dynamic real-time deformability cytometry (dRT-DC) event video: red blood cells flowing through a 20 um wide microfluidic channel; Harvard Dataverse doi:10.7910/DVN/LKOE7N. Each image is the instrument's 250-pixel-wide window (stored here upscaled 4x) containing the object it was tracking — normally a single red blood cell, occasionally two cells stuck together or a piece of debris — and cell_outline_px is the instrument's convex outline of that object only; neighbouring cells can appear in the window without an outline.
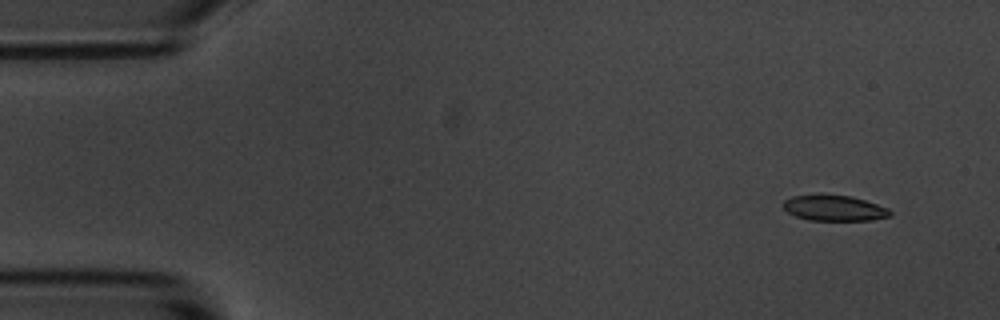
{"species": "common noctule bat (a hibernating species)", "species_latin": "Nyctalus noctula", "temperature_condition": "room temperature", "stored_images_in_passage": 7, "camera_frame_rate_fps": 3000, "um_per_image_px": 0.085, "animal": {"sex": "male", "body_mass_g": 20.1, "forearm_length_mm": 53.5}, "frame": {"image": 1, "passage_image": 2, "time_ms": 1.0, "image_size_px": [1000, 320], "cell_outline_px": [[892, 216], [872, 220], [808, 220], [796, 216], [788, 212], [784, 208], [784, 200], [792, 196], [852, 196], [888, 208], [892, 212]], "centroid_in_image_um": [70.95, 17.71], "position_along_channel_um": 14.0, "area_um2": 15.55}}
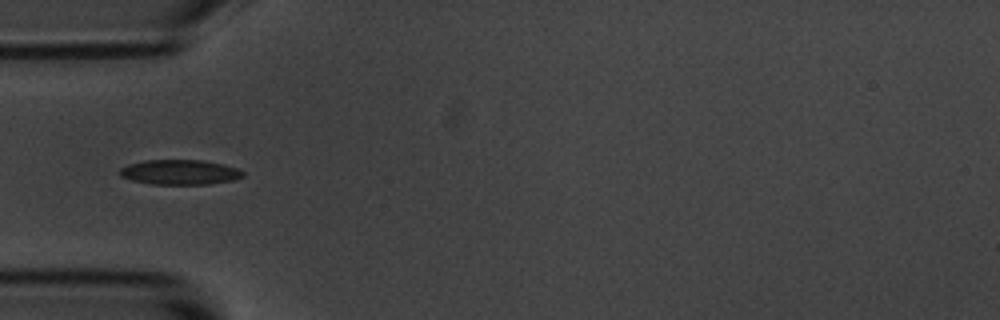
{"frame": {"image": 2, "passage_image": 5, "time_ms": 5.333, "image_size_px": [1000, 320], "cell_outline_px": [[244, 176], [232, 180], [208, 184], [152, 184], [132, 180], [120, 176], [120, 168], [128, 164], [144, 160], [200, 160], [224, 164], [236, 168], [244, 172]], "centroid_in_image_um": [15.27, 14.63], "position_along_channel_um": 69.7, "area_um2": 17.8}}
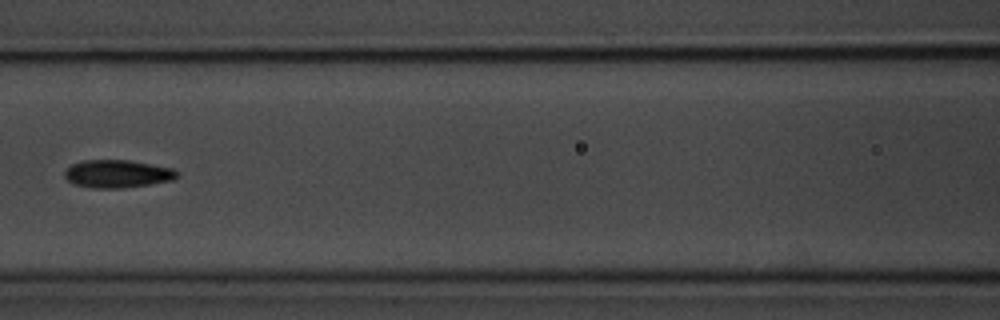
{"frame": {"image": 3, "passage_image": 7, "time_ms": 7.667, "image_size_px": [1000, 320], "cell_outline_px": [[180, 172], [172, 180], [124, 188], [92, 188], [72, 184], [64, 176], [64, 172], [72, 164], [84, 160], [128, 160], [176, 168]], "centroid_in_image_um": [9.99, 14.77], "position_along_channel_um": 156.6, "area_um2": 18.32}}